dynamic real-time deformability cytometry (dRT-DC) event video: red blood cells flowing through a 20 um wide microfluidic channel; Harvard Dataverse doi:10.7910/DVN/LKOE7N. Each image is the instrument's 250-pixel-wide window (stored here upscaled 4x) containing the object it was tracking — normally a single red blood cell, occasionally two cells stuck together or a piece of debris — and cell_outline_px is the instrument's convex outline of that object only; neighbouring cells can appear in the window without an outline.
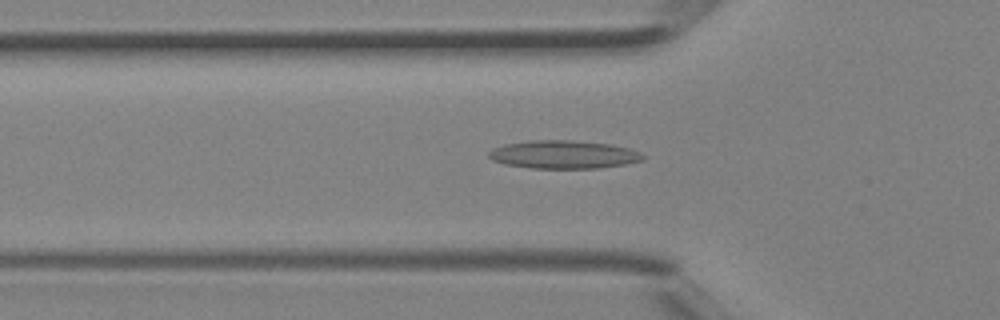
{"species": "Egyptian fruit bat (a non-hibernating species)", "species_latin": "Rousettus aegyptiacus", "temperature_condition": "room temperature", "stored_images_in_passage": 28, "camera_frame_rate_fps": 3000, "um_per_image_px": 0.085, "animal": {"sex": "female"}, "frame": {"image": 1, "passage_image": 6, "time_ms": 1.667, "image_size_px": [1000, 320], "cell_outline_px": [[644, 160], [624, 164], [600, 168], [532, 168], [504, 164], [492, 160], [488, 156], [488, 152], [492, 148], [504, 144], [528, 140], [572, 140], [612, 144], [628, 148], [640, 152], [644, 156]], "centroid_in_image_um": [47.88, 13.13], "position_along_channel_um": 77.9, "area_um2": 25.43}}
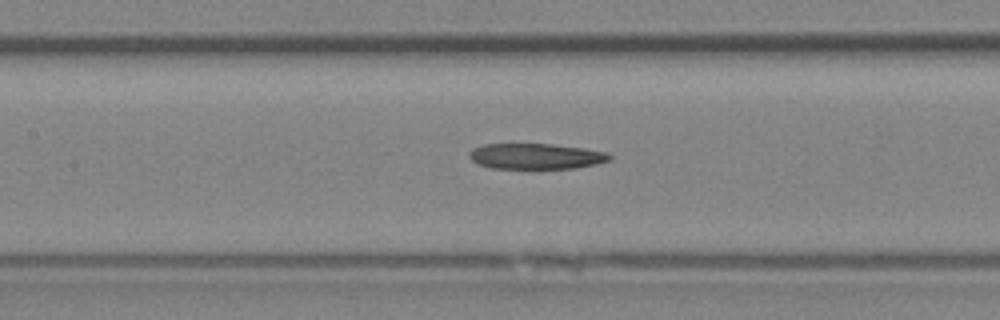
{"frame": {"image": 2, "passage_image": 11, "time_ms": 3.333, "image_size_px": [1000, 320], "cell_outline_px": [[612, 160], [596, 164], [576, 168], [492, 168], [480, 164], [472, 160], [468, 156], [468, 152], [472, 148], [484, 144], [552, 144], [584, 148], [608, 152], [612, 156]], "centroid_in_image_um": [45.58, 13.27], "position_along_channel_um": 161.8, "area_um2": 21.04}}
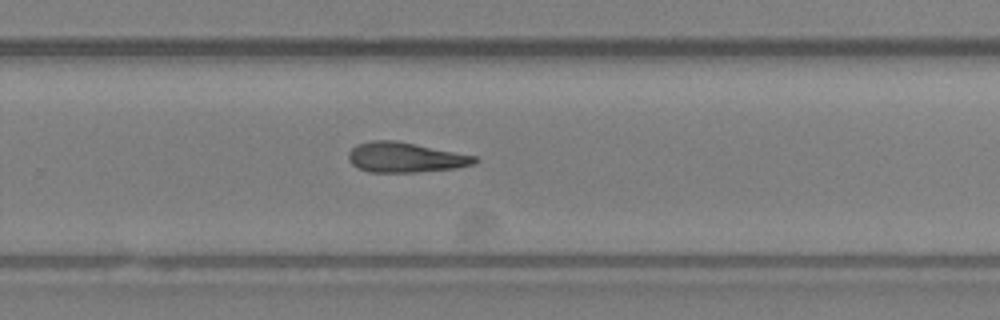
{"frame": {"image": 3, "passage_image": 19, "time_ms": 6.0, "image_size_px": [1000, 320], "cell_outline_px": [[480, 160], [476, 164], [456, 168], [416, 172], [368, 172], [352, 164], [348, 160], [348, 152], [356, 144], [372, 140], [396, 140], [476, 156]], "centroid_in_image_um": [34.45, 13.37], "position_along_channel_um": 295.3, "area_um2": 22.2}}